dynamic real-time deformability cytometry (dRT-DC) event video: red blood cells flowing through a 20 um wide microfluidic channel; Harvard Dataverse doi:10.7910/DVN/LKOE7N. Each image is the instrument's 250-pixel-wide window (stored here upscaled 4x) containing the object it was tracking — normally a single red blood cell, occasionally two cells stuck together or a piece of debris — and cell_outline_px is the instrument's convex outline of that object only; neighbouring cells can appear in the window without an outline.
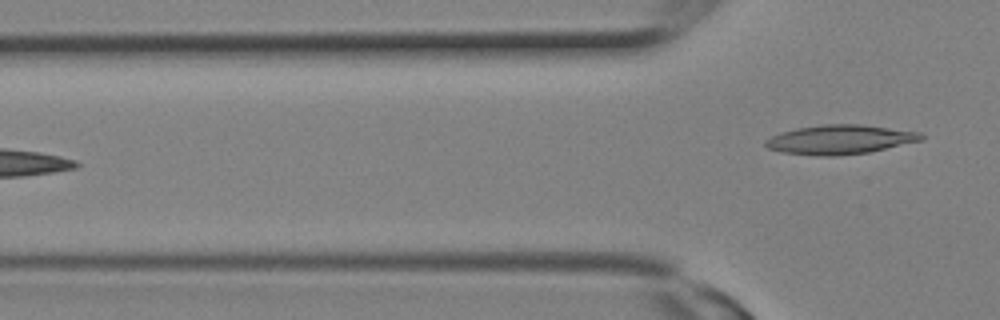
{"species": "Egyptian fruit bat (a non-hibernating species)", "species_latin": "Rousettus aegyptiacus", "temperature_condition": "room temperature", "stored_images_in_passage": 11, "segment_of_instrument_passage": [2, 2], "camera_frame_rate_fps": 3000, "um_per_image_px": 0.085, "animal": {"sex": "female"}, "frame": {"image": 1, "passage_image": 11, "time_ms": 3.333, "image_size_px": [1000, 320], "cell_outline_px": [[924, 140], [868, 152], [836, 156], [816, 156], [780, 152], [768, 148], [764, 144], [764, 140], [780, 132], [796, 128], [824, 124], [860, 124], [920, 132], [924, 136]], "centroid_in_image_um": [71.37, 11.86], "position_along_channel_um": 54.4, "area_um2": 26.65}}